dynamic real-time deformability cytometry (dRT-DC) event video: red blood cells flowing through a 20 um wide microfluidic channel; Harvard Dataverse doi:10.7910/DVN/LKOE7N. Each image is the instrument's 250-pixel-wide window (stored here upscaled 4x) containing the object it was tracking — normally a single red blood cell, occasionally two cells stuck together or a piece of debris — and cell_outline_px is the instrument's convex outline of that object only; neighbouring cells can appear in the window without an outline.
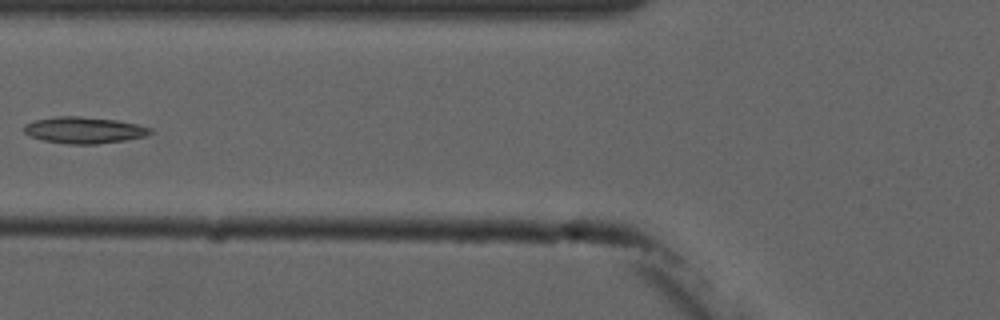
{"species": "common noctule bat (a hibernating species)", "species_latin": "Nyctalus noctula", "temperature_condition": "cold", "stored_images_in_passage": 6, "camera_frame_rate_fps": 3000, "um_per_image_px": 0.085, "animal": {"sex": "male", "forearm_length_mm": 52.5}, "frame": {"image": 1, "passage_image": 5, "time_ms": 4.667, "image_size_px": [1000, 320], "cell_outline_px": [[152, 132], [148, 136], [124, 140], [96, 144], [68, 144], [44, 140], [28, 136], [24, 132], [24, 124], [36, 120], [56, 116], [80, 116], [116, 120], [136, 124], [152, 128]], "centroid_in_image_um": [7.14, 11.06], "position_along_channel_um": 118.7, "area_um2": 19.48}}
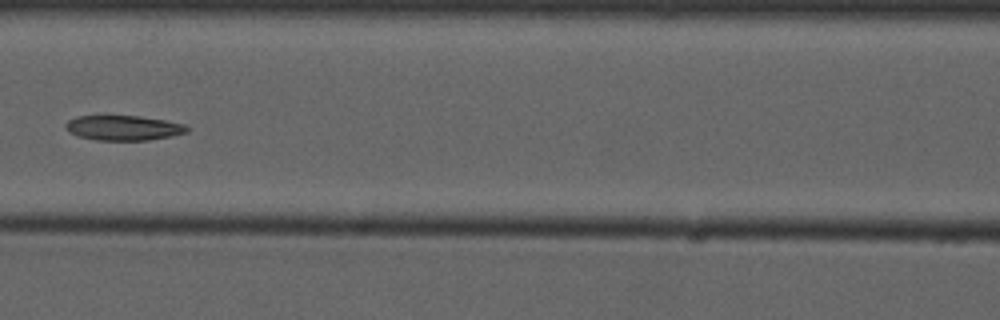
{"frame": {"image": 2, "passage_image": 6, "time_ms": 5.667, "image_size_px": [1000, 320], "cell_outline_px": [[192, 128], [188, 132], [172, 136], [148, 140], [96, 140], [80, 136], [72, 132], [64, 124], [68, 120], [76, 116], [104, 112], [140, 116], [164, 120], [184, 124]], "centroid_in_image_um": [10.49, 10.81], "position_along_channel_um": 156.1, "area_um2": 18.44}}